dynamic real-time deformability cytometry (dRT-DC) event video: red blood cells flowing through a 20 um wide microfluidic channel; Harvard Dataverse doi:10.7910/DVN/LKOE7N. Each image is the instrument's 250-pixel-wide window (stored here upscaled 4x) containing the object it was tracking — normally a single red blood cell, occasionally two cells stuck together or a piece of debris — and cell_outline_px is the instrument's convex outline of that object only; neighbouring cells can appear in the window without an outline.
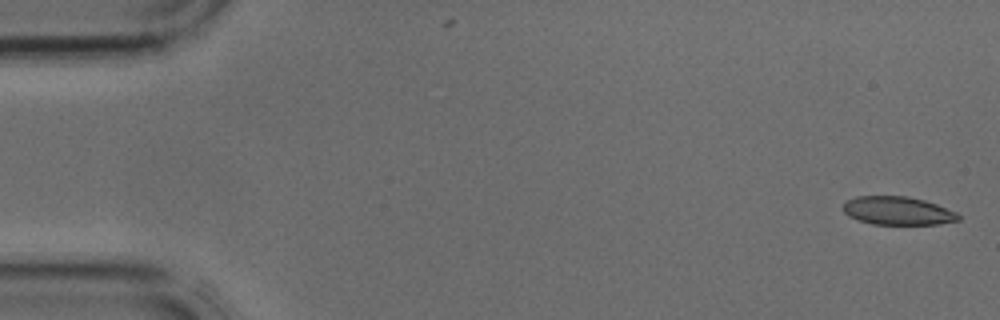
{"species": "common noctule bat (a hibernating species)", "species_latin": "Nyctalus noctula", "temperature_condition": "cold", "stored_images_in_passage": 3, "camera_frame_rate_fps": 3000, "um_per_image_px": 0.085, "animal": {"sex": "male", "body_mass_g": 17.9, "forearm_length_mm": 54.2}, "frame": {"image": 1, "passage_image": 1, "time_ms": 0.0, "image_size_px": [1000, 320], "cell_outline_px": [[960, 220], [940, 224], [872, 224], [848, 216], [844, 212], [844, 204], [848, 200], [856, 196], [908, 196], [924, 200], [936, 204], [956, 212], [960, 216]], "centroid_in_image_um": [76.32, 17.91], "position_along_channel_um": 8.7, "area_um2": 18.9}}
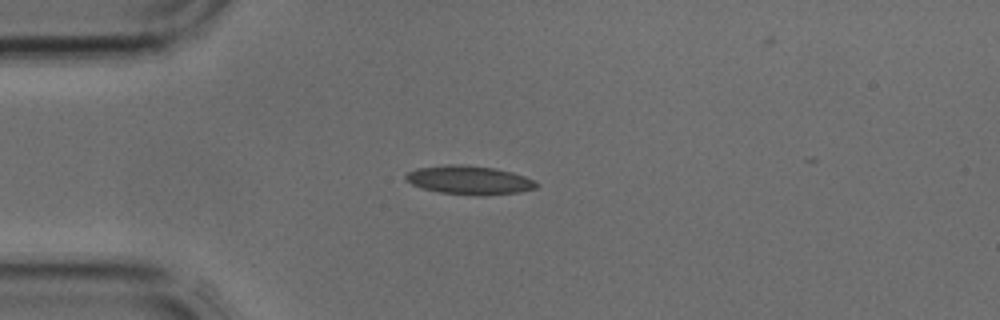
{"frame": {"image": 2, "passage_image": 3, "time_ms": 0.667, "image_size_px": [1000, 320], "cell_outline_px": [[540, 184], [536, 188], [520, 192], [484, 196], [476, 196], [440, 192], [424, 188], [412, 184], [404, 180], [404, 176], [408, 172], [416, 168], [448, 164], [468, 164], [496, 168], [512, 172], [524, 176]], "centroid_in_image_um": [39.89, 15.3], "position_along_channel_um": 45.1, "area_um2": 22.14}}